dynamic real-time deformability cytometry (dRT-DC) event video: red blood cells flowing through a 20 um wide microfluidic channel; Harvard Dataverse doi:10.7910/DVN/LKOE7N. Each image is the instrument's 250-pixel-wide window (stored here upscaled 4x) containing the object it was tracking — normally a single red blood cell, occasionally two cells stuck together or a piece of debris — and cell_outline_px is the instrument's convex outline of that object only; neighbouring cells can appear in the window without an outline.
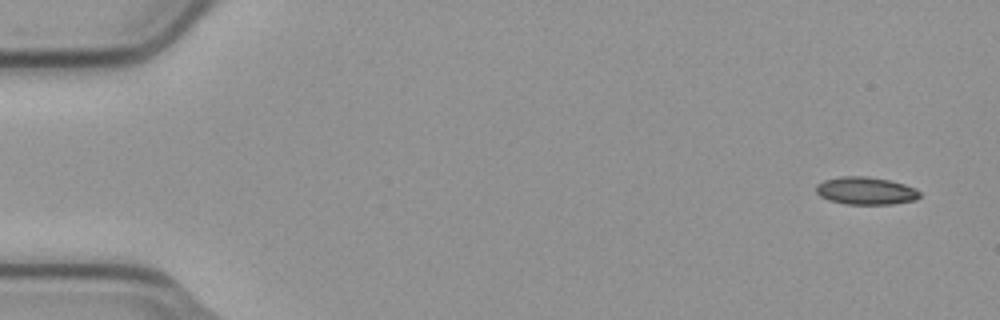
{"species": "common noctule bat (a hibernating species)", "species_latin": "Nyctalus noctula", "temperature_condition": "cold", "stored_images_in_passage": 4, "camera_frame_rate_fps": 3000, "um_per_image_px": 0.085, "animal": {"sex": "male", "body_mass_g": 23.1, "forearm_length_mm": 52.7}, "frame": {"image": 1, "passage_image": 1, "time_ms": 0.0, "image_size_px": [1000, 320], "cell_outline_px": [[920, 196], [916, 200], [892, 204], [848, 204], [828, 200], [820, 196], [816, 192], [816, 184], [824, 180], [840, 176], [868, 176], [888, 180], [904, 184], [916, 188], [920, 192]], "centroid_in_image_um": [73.59, 16.21], "position_along_channel_um": 11.4, "area_um2": 16.76}}